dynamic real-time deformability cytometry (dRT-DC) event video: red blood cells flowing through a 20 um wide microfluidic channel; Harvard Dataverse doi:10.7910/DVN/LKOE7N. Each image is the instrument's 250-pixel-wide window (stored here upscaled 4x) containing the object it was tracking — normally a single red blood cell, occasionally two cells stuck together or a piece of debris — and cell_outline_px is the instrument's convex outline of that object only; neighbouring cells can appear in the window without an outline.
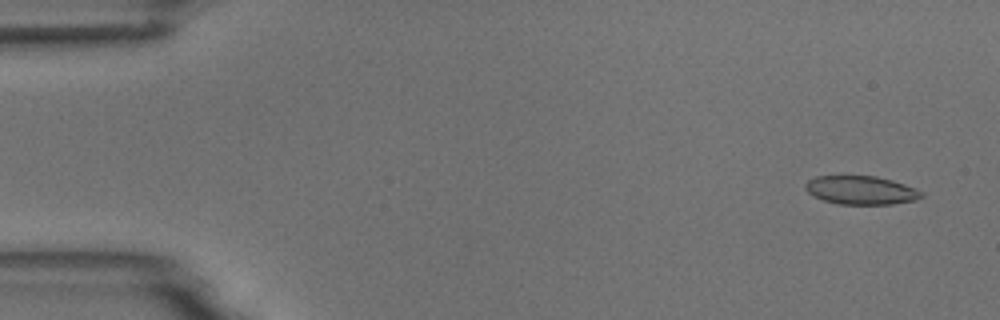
{"species": "common noctule bat (a hibernating species)", "species_latin": "Nyctalus noctula", "temperature_condition": "room temperature", "stored_images_in_passage": 4, "camera_frame_rate_fps": 3000, "um_per_image_px": 0.085, "animal": {"sex": "male", "body_mass_g": 18.8}, "frame": {"image": 1, "passage_image": 1, "time_ms": 0.0, "image_size_px": [1000, 320], "cell_outline_px": [[924, 196], [916, 200], [892, 204], [836, 204], [824, 200], [808, 192], [804, 188], [804, 184], [808, 180], [816, 176], [876, 176], [892, 180], [904, 184], [924, 192]], "centroid_in_image_um": [73.2, 16.16], "position_along_channel_um": 11.8, "area_um2": 19.31}}
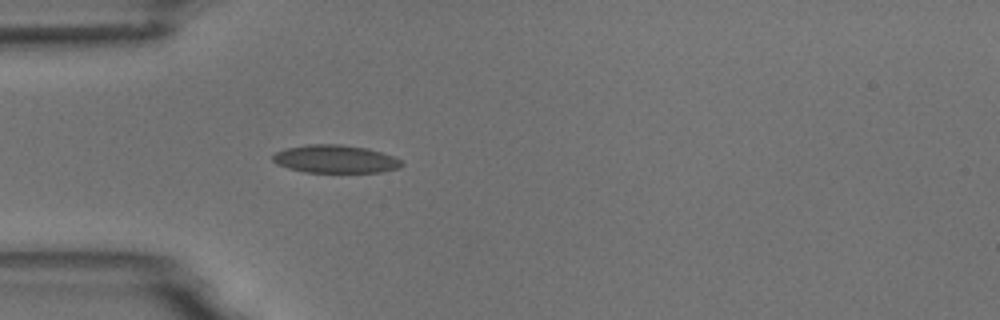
{"frame": {"image": 2, "passage_image": 4, "time_ms": 4.333, "image_size_px": [1000, 320], "cell_outline_px": [[404, 164], [400, 168], [380, 172], [304, 172], [288, 168], [276, 164], [272, 160], [272, 156], [276, 152], [288, 148], [308, 144], [340, 144], [368, 148], [392, 156], [400, 160]], "centroid_in_image_um": [28.49, 13.52], "position_along_channel_um": 56.5, "area_um2": 20.98}}